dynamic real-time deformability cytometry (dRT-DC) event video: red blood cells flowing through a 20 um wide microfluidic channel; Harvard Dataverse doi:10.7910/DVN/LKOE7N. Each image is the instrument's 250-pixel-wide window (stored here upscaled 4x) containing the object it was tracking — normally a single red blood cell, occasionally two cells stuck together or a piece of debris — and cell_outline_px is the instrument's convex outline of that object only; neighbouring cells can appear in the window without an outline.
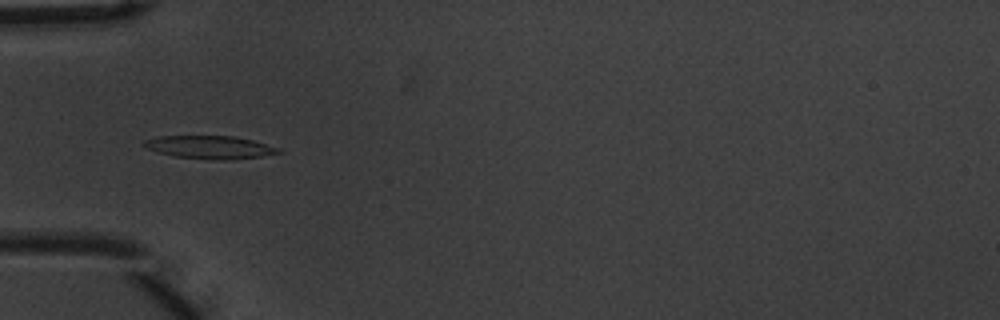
{"species": "common noctule bat (a hibernating species)", "species_latin": "Nyctalus noctula", "temperature_condition": "warm", "stored_images_in_passage": 45, "camera_frame_rate_fps": 3000, "um_per_image_px": 0.085, "animal": {"sex": "male", "body_mass_g": 20.1, "forearm_length_mm": 53.5}, "frame": {"image": 1, "passage_image": 8, "time_ms": 2.333, "image_size_px": [1000, 320], "cell_outline_px": [[284, 152], [264, 156], [228, 160], [208, 160], [176, 156], [156, 152], [144, 148], [140, 144], [144, 140], [160, 136], [236, 136], [252, 140], [280, 148]], "centroid_in_image_um": [17.83, 12.52], "position_along_channel_um": 67.2, "area_um2": 18.32}}
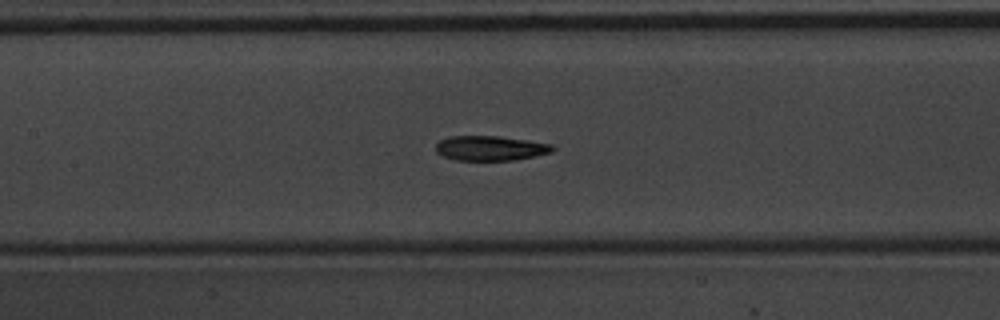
{"frame": {"image": 2, "passage_image": 16, "time_ms": 5.0, "image_size_px": [1000, 320], "cell_outline_px": [[556, 148], [552, 152], [536, 156], [512, 160], [456, 160], [444, 156], [436, 152], [436, 144], [440, 140], [448, 136], [500, 136], [528, 140], [552, 144]], "centroid_in_image_um": [41.7, 12.59], "position_along_channel_um": 165.7, "area_um2": 16.94}}
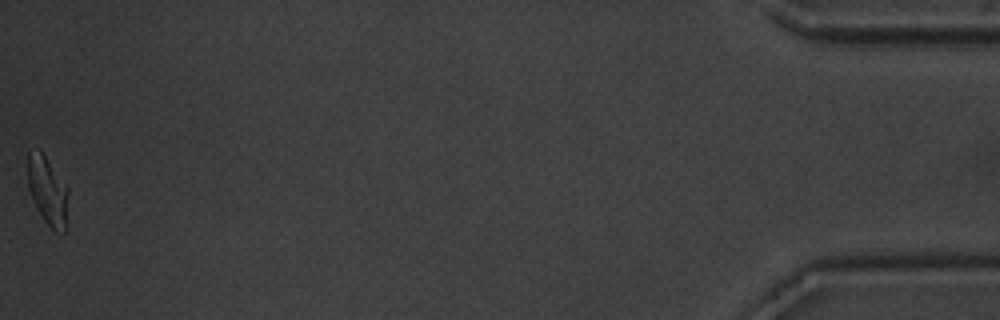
{"frame": {"image": 3, "passage_image": 45, "time_ms": 14.667, "image_size_px": [1000, 320], "cell_outline_px": [[68, 192], [64, 232], [56, 232], [44, 220], [36, 208], [28, 188], [24, 164], [28, 152], [40, 148], [68, 188]], "centroid_in_image_um": [3.97, 16.11], "position_along_channel_um": 431.2, "area_um2": 16.47}, "authors_computed_cell_mechanics": {"area_um2": 17.2822, "velocity_mm_per_s": 3.7039, "shape_relaxation_time_tau1_ms": 4.1807, "shape_relaxation_time_tau2_ms": 3.1113, "deformation_change_tau1": 0.1563, "deformation_change_tau2": 0.1003}}